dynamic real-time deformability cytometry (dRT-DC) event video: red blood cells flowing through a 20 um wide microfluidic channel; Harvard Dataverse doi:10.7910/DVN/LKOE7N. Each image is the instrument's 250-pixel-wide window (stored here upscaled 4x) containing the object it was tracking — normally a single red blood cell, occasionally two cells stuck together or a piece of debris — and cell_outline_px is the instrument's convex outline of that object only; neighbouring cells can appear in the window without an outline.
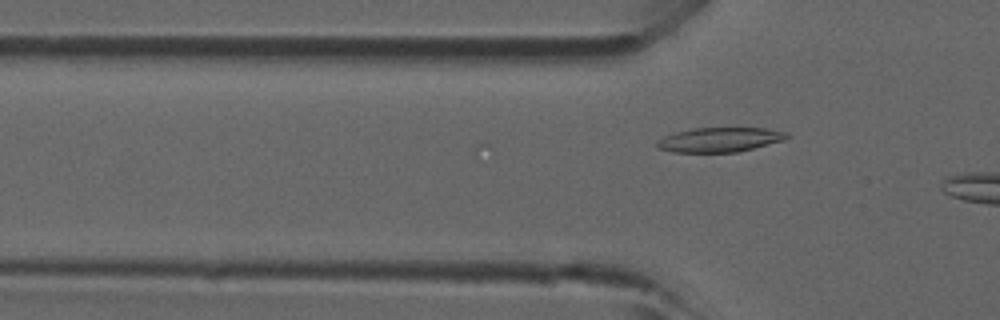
{"species": "common noctule bat (a hibernating species)", "species_latin": "Nyctalus noctula", "temperature_condition": "room temperature", "stored_images_in_passage": 3, "camera_frame_rate_fps": 3000, "um_per_image_px": 0.085, "animal": {"sex": "male", "forearm_length_mm": 52.5}, "frame": {"image": 1, "passage_image": 3, "time_ms": 0.667, "image_size_px": [1000, 320], "cell_outline_px": [[788, 136], [784, 140], [736, 152], [672, 152], [660, 148], [656, 144], [656, 140], [664, 136], [676, 132], [692, 128], [764, 128], [788, 132]], "centroid_in_image_um": [61.15, 11.87], "position_along_channel_um": 64.7, "area_um2": 18.38}}